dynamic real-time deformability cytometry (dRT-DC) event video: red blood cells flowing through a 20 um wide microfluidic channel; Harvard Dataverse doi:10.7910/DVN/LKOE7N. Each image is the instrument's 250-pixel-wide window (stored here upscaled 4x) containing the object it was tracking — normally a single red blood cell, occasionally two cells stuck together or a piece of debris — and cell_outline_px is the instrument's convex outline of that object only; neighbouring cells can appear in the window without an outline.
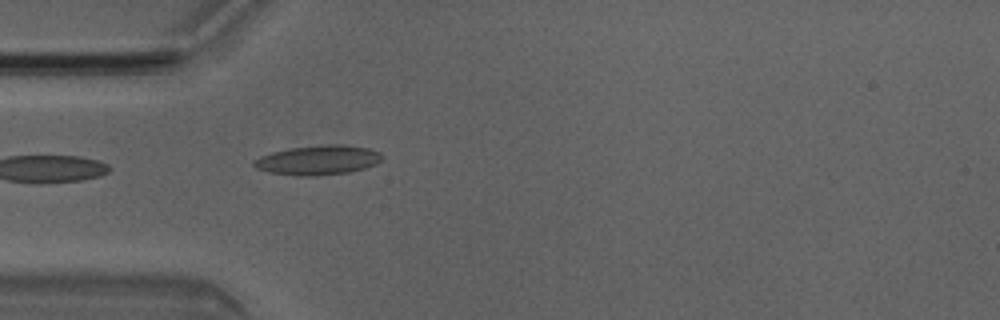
{"species": "Egyptian fruit bat (a non-hibernating species)", "species_latin": "Rousettus aegyptiacus", "temperature_condition": "room temperature", "stored_images_in_passage": 4, "camera_frame_rate_fps": 3000, "um_per_image_px": 0.085, "animal": {"sex": "male"}, "frame": {"image": 1, "passage_image": 4, "time_ms": 1.0, "image_size_px": [1000, 320], "cell_outline_px": [[384, 156], [376, 164], [364, 168], [348, 172], [312, 176], [296, 176], [268, 172], [256, 168], [252, 164], [252, 160], [260, 156], [272, 152], [288, 148], [328, 144], [344, 144], [368, 148], [380, 152]], "centroid_in_image_um": [27.01, 13.6], "position_along_channel_um": 58.0, "area_um2": 22.2}}